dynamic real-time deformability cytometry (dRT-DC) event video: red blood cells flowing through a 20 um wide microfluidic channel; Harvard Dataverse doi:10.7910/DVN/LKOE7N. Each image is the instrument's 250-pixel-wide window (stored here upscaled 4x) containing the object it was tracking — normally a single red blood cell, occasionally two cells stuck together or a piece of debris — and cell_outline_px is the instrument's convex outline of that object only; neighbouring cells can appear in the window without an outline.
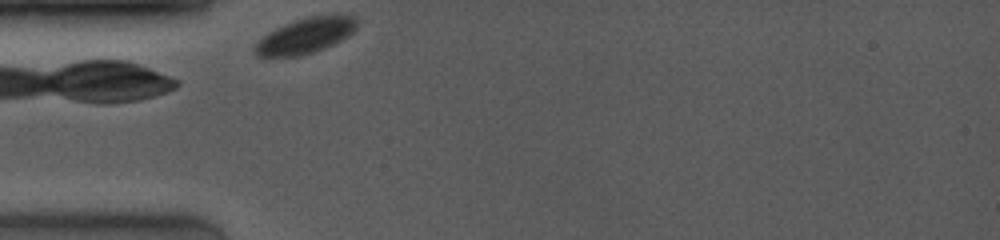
{"species": "common noctule bat (a hibernating species)", "species_latin": "Nyctalus noctula", "temperature_condition": "room temperature", "stored_images_in_passage": 37, "camera_frame_rate_fps": 4000, "um_per_image_px": 0.085, "animal": {"sex": "female", "body_mass_g": 19.0, "forearm_length_mm": 53.3}, "frame": {"image": 1, "passage_image": 1, "time_ms": 0.0, "image_size_px": [1000, 240], "cell_outline_px": [[356, 28], [348, 36], [324, 48], [300, 56], [268, 60], [256, 56], [252, 52], [252, 48], [260, 36], [284, 24], [308, 16], [356, 16]], "centroid_in_image_um": [25.8, 3.11], "position_along_channel_um": 59.2, "area_um2": 21.5}}
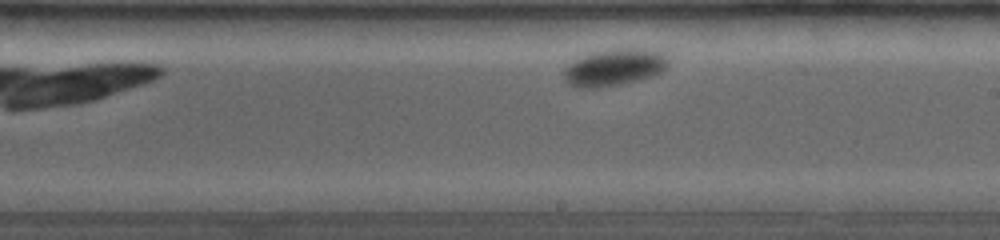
{"frame": {"image": 2, "passage_image": 22, "time_ms": 5.25, "image_size_px": [1000, 240], "cell_outline_px": [[668, 68], [652, 76], [624, 84], [596, 88], [576, 88], [568, 84], [564, 80], [564, 68], [572, 60], [592, 52], [612, 48], [652, 48], [664, 52], [668, 56]], "centroid_in_image_um": [52.24, 5.71], "position_along_channel_um": 236.8, "area_um2": 23.18}}
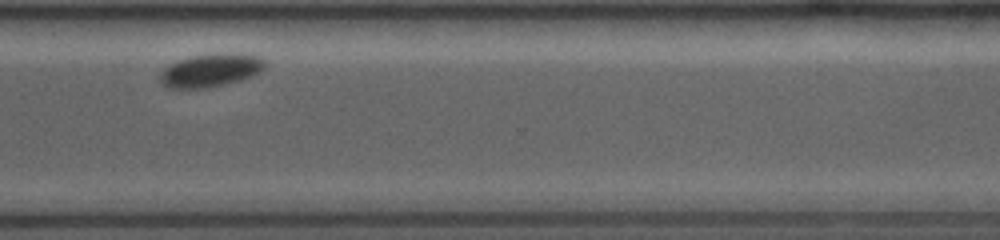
{"frame": {"image": 3, "passage_image": 36, "time_ms": 8.5, "image_size_px": [1000, 240], "cell_outline_px": [[268, 64], [260, 72], [252, 76], [240, 80], [208, 88], [168, 88], [160, 84], [160, 72], [164, 68], [176, 60], [188, 56], [216, 52], [248, 52], [260, 56], [268, 60]], "centroid_in_image_um": [17.97, 5.93], "position_along_channel_um": 352.6, "area_um2": 21.21}}